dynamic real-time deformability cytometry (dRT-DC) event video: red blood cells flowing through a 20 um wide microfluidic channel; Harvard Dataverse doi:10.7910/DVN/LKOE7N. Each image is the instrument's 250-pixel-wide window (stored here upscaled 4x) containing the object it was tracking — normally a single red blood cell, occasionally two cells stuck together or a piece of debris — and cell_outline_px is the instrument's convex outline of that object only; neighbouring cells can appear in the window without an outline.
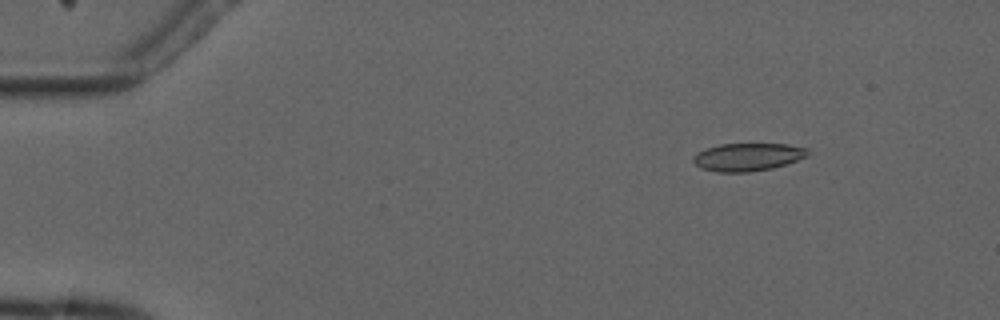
{"species": "common noctule bat (a hibernating species)", "species_latin": "Nyctalus noctula", "temperature_condition": "cold", "stored_images_in_passage": 5, "camera_frame_rate_fps": 3000, "um_per_image_px": 0.085, "animal": {"sex": "male", "forearm_length_mm": 52.5}, "frame": {"image": 1, "passage_image": 2, "time_ms": 1.0, "image_size_px": [1000, 320], "cell_outline_px": [[808, 156], [772, 168], [748, 172], [716, 172], [700, 168], [692, 160], [692, 156], [708, 148], [720, 144], [788, 144], [808, 148]], "centroid_in_image_um": [63.55, 13.34], "position_along_channel_um": 21.5, "area_um2": 18.44}}